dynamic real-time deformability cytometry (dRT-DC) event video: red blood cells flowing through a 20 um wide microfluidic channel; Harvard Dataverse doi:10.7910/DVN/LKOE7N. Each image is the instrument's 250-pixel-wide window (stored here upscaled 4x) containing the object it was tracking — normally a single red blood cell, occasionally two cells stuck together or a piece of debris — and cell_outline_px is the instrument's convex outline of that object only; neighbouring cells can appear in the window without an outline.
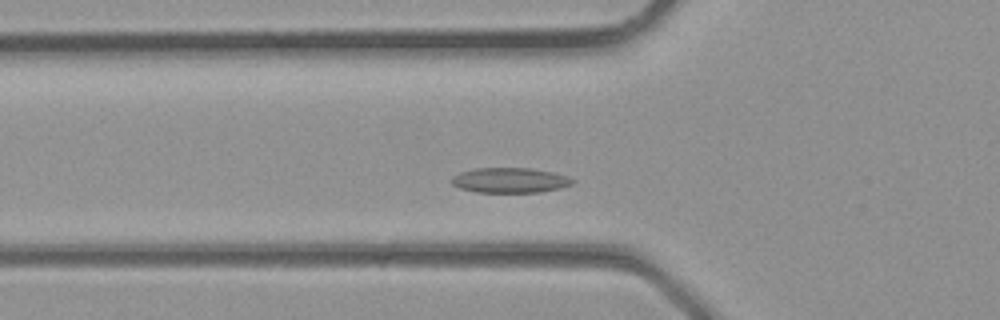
{"species": "common noctule bat (a hibernating species)", "species_latin": "Nyctalus noctula", "temperature_condition": "room temperature", "stored_images_in_passage": 29, "camera_frame_rate_fps": 3000, "um_per_image_px": 0.085, "animal": {"sex": "male", "body_mass_g": 23.1, "forearm_length_mm": 52.7}, "frame": {"image": 1, "passage_image": 6, "time_ms": 1.667, "image_size_px": [1000, 320], "cell_outline_px": [[576, 184], [560, 188], [540, 192], [476, 192], [460, 188], [452, 184], [448, 180], [452, 176], [460, 172], [476, 168], [532, 168], [552, 172], [568, 176], [576, 180]], "centroid_in_image_um": [43.36, 15.32], "position_along_channel_um": 82.4, "area_um2": 17.92}}
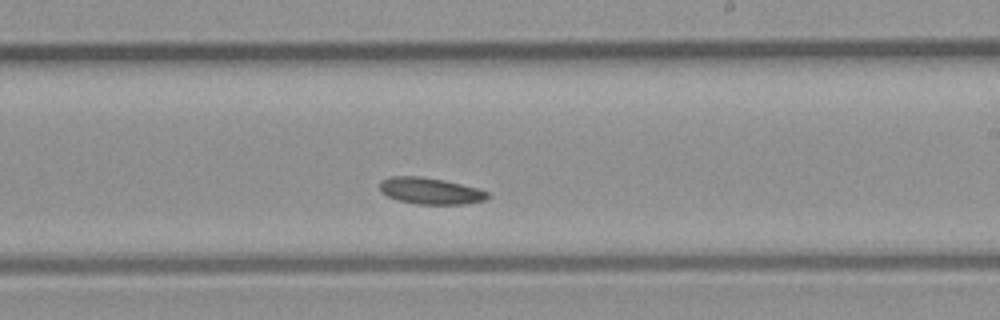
{"frame": {"image": 2, "passage_image": 15, "time_ms": 4.667, "image_size_px": [1000, 320], "cell_outline_px": [[492, 196], [484, 200], [464, 204], [416, 204], [396, 200], [380, 192], [380, 180], [392, 176], [420, 176], [444, 180], [476, 188], [488, 192]], "centroid_in_image_um": [36.55, 16.23], "position_along_channel_um": 252.4, "area_um2": 16.7}}
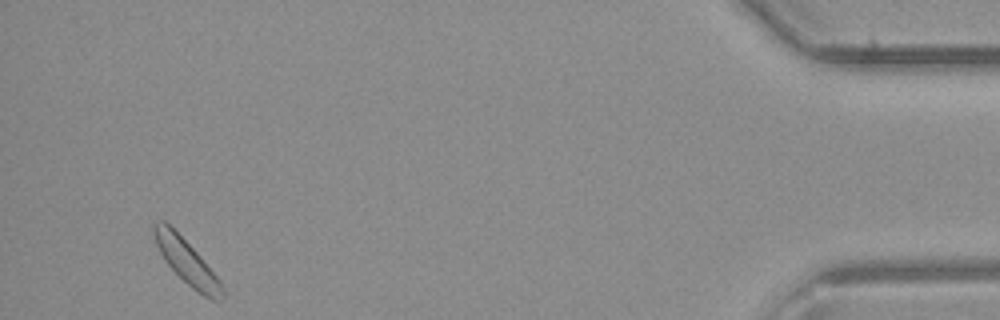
{"frame": {"image": 3, "passage_image": 28, "time_ms": 9.0, "image_size_px": [1000, 320], "cell_outline_px": [[224, 296], [216, 300], [212, 300], [204, 296], [192, 288], [164, 260], [156, 244], [152, 232], [152, 224], [156, 220], [164, 220], [200, 256], [220, 280], [224, 288]], "centroid_in_image_um": [15.85, 22.23], "position_along_channel_um": 419.3, "area_um2": 17.34}}